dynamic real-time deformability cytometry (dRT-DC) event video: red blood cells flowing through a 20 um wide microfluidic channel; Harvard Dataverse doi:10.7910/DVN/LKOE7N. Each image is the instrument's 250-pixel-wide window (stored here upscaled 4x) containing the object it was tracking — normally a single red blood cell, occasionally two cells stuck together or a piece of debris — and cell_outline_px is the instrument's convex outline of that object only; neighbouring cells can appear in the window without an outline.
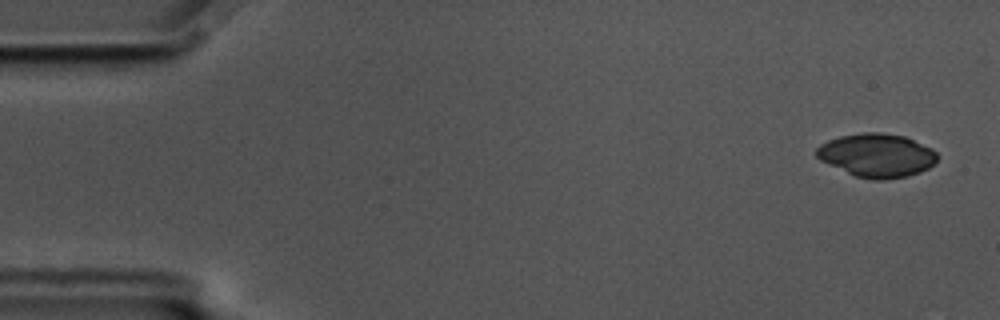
{"species": "common noctule bat (a hibernating species)", "species_latin": "Nyctalus noctula", "temperature_condition": "cold", "stored_images_in_passage": 58, "camera_frame_rate_fps": 3000, "um_per_image_px": 0.085, "animal": {"sex": "male", "body_mass_g": 17.5, "forearm_length_mm": 52.3}, "frame": {"image": 1, "passage_image": 3, "time_ms": 0.667, "image_size_px": [1000, 320], "cell_outline_px": [[936, 160], [928, 168], [920, 172], [908, 176], [884, 180], [872, 180], [856, 176], [820, 160], [816, 156], [816, 148], [820, 144], [828, 140], [840, 136], [860, 132], [880, 132], [904, 136], [932, 148], [936, 152]], "centroid_in_image_um": [74.51, 13.2], "position_along_channel_um": 10.5, "area_um2": 30.58}}
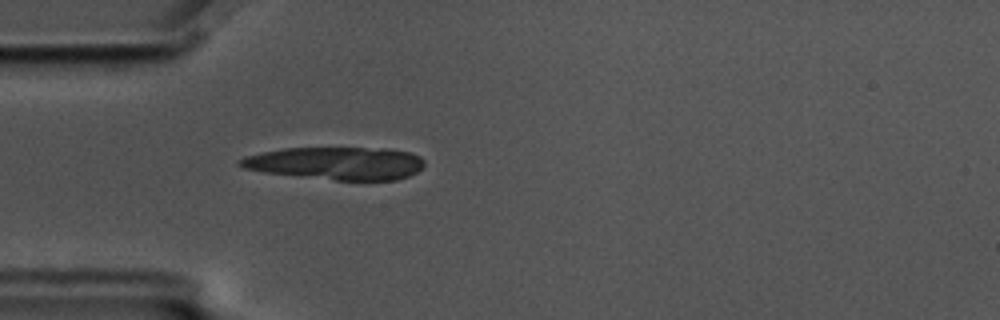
{"frame": {"image": 2, "passage_image": 17, "time_ms": 5.333, "image_size_px": [1000, 320], "cell_outline_px": [[424, 164], [416, 172], [408, 176], [396, 180], [336, 180], [264, 172], [244, 168], [236, 164], [244, 156], [284, 148], [384, 148], [408, 152], [420, 156], [424, 160]], "centroid_in_image_um": [28.58, 13.87], "position_along_channel_um": 56.4, "area_um2": 34.91}}